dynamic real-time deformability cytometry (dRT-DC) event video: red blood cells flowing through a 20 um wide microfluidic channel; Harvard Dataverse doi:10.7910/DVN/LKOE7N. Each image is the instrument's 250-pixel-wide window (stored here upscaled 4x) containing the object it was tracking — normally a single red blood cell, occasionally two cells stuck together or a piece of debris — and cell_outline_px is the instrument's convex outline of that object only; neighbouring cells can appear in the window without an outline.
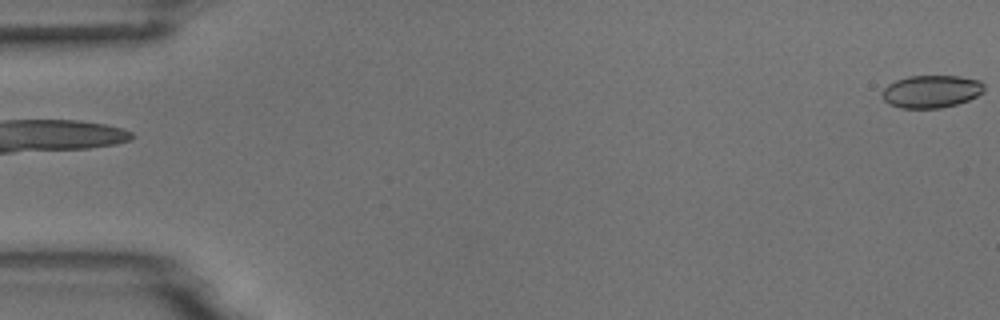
{"species": "common noctule bat (a hibernating species)", "species_latin": "Nyctalus noctula", "temperature_condition": "room temperature", "stored_images_in_passage": 4, "camera_frame_rate_fps": 3000, "um_per_image_px": 0.085, "animal": {"sex": "male", "body_mass_g": 18.8}, "frame": {"image": 1, "passage_image": 4, "time_ms": 1.0, "image_size_px": [1000, 320], "cell_outline_px": [[984, 92], [968, 100], [956, 104], [940, 108], [900, 108], [888, 104], [884, 100], [880, 92], [888, 84], [896, 80], [908, 76], [960, 76], [980, 80], [984, 84]], "centroid_in_image_um": [79.14, 7.77], "position_along_channel_um": 5.9, "area_um2": 19.54}}